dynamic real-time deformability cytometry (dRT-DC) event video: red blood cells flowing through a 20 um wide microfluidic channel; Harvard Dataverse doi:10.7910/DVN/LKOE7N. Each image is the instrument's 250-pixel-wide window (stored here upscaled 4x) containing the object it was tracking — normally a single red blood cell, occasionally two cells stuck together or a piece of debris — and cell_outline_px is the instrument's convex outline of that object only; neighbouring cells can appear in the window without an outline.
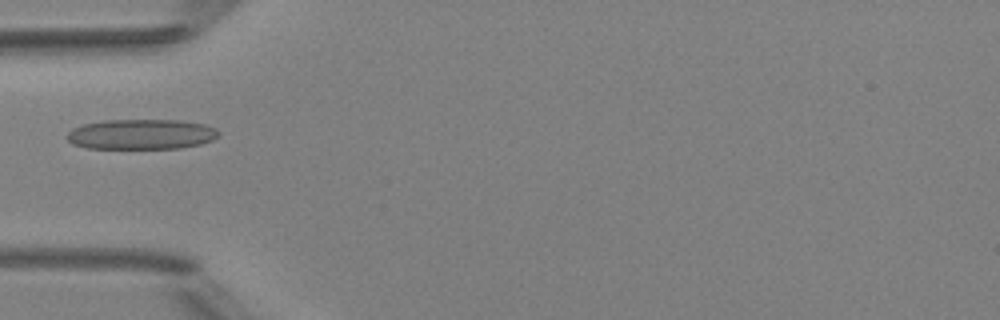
{"species": "Egyptian fruit bat (a non-hibernating species)", "species_latin": "Rousettus aegyptiacus", "temperature_condition": "room temperature", "stored_images_in_passage": 5, "camera_frame_rate_fps": 3000, "um_per_image_px": 0.085, "animal": {"sex": "female"}, "frame": {"image": 1, "passage_image": 5, "time_ms": 5.333, "image_size_px": [1000, 320], "cell_outline_px": [[220, 136], [212, 140], [200, 144], [180, 148], [88, 148], [72, 144], [64, 136], [72, 128], [84, 124], [104, 120], [180, 120], [204, 124], [216, 128], [220, 132]], "centroid_in_image_um": [12.01, 11.41], "position_along_channel_um": 73.0, "area_um2": 26.82}}